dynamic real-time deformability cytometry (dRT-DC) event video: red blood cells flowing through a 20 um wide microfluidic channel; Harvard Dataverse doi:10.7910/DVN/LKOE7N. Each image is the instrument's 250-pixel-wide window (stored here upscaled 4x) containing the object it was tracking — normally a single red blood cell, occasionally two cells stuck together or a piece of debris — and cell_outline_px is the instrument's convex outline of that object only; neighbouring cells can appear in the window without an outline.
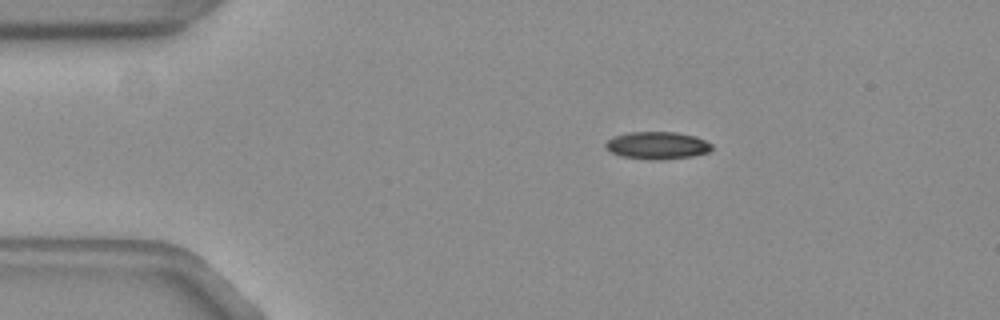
{"species": "common noctule bat (a hibernating species)", "species_latin": "Nyctalus noctula", "temperature_condition": "warm", "stored_images_in_passage": 46, "camera_frame_rate_fps": 3000, "um_per_image_px": 0.085, "animal": {"sex": "female", "body_mass_g": 19.3, "forearm_length_mm": 54.1}, "frame": {"image": 1, "passage_image": 1, "time_ms": 0.0, "image_size_px": [1000, 320], "cell_outline_px": [[712, 148], [708, 152], [692, 156], [620, 156], [612, 152], [604, 144], [608, 140], [616, 136], [628, 132], [676, 132], [692, 136], [704, 140], [712, 144]], "centroid_in_image_um": [55.88, 12.29], "position_along_channel_um": 29.1, "area_um2": 15.61}}
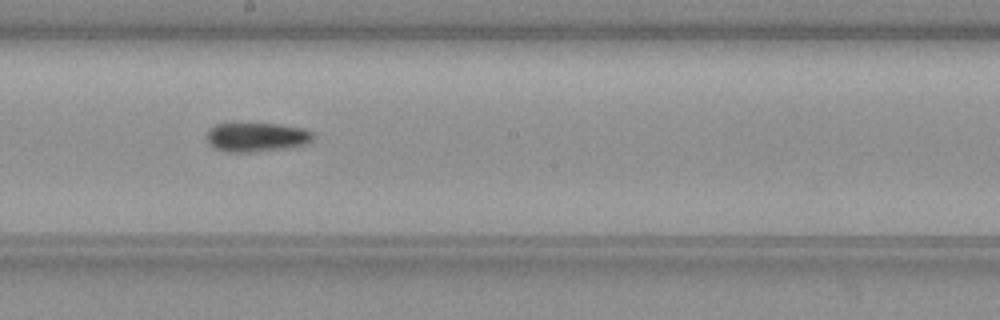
{"frame": {"image": 2, "passage_image": 21, "time_ms": 6.667, "image_size_px": [1000, 320], "cell_outline_px": [[312, 140], [308, 144], [288, 148], [252, 152], [228, 152], [212, 148], [208, 144], [208, 128], [216, 124], [280, 124], [304, 128], [312, 132]], "centroid_in_image_um": [21.81, 11.67], "position_along_channel_um": 226.4, "area_um2": 18.15}}
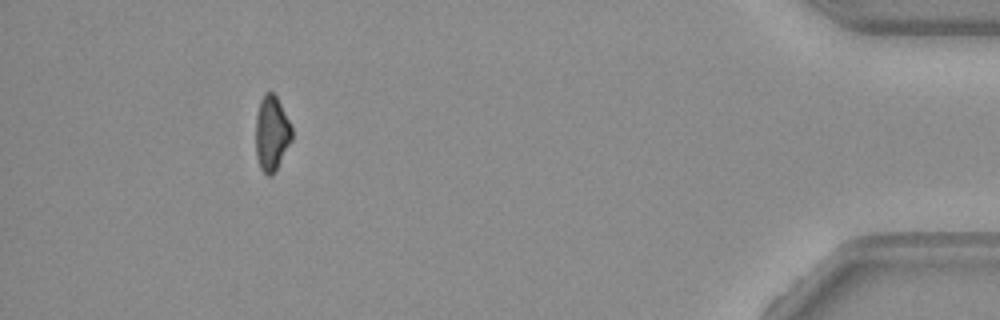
{"frame": {"image": 3, "passage_image": 41, "time_ms": 13.333, "image_size_px": [1000, 320], "cell_outline_px": [[292, 140], [276, 172], [272, 176], [268, 176], [260, 168], [256, 156], [256, 116], [260, 100], [264, 92], [272, 92], [276, 96], [292, 128]], "centroid_in_image_um": [23.09, 11.37], "position_along_channel_um": 412.1, "area_um2": 15.9}, "authors_computed_cell_mechanics": {"area_um2": 17.4845, "velocity_mm_per_s": 3.7689, "shape_relaxation_time_tau1_ms": 8.1347, "shape_relaxation_time_tau2_ms": null, "deformation_change_tau1": 0.1452, "deformation_change_tau2": null}}